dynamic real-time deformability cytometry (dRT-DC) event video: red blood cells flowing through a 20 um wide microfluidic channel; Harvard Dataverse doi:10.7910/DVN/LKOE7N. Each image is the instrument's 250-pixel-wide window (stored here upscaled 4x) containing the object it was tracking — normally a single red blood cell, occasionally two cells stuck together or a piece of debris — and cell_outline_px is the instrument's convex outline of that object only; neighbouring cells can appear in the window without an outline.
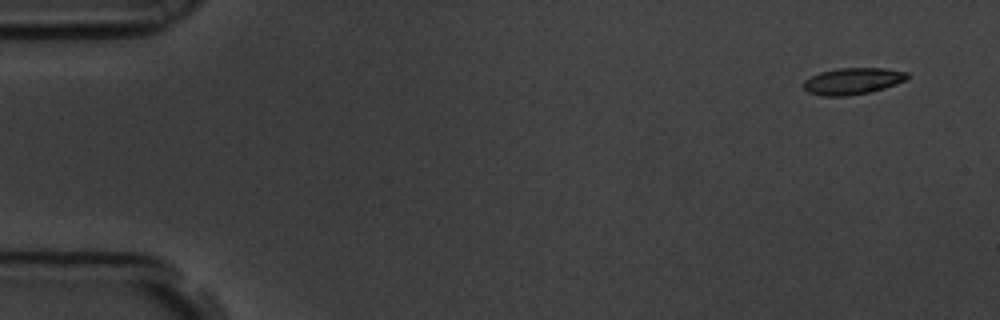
{"species": "common noctule bat (a hibernating species)", "species_latin": "Nyctalus noctula", "temperature_condition": "room temperature", "stored_images_in_passage": 5, "segment_of_instrument_passage": [1, 2], "camera_frame_rate_fps": 3000, "um_per_image_px": 0.085, "animal": {"sex": "male", "body_mass_g": 19.5, "forearm_length_mm": 54.6}, "frame": {"image": 1, "passage_image": 1, "time_ms": 0.0, "image_size_px": [1000, 320], "cell_outline_px": [[908, 80], [872, 92], [848, 96], [820, 96], [808, 92], [804, 88], [804, 80], [820, 72], [840, 68], [884, 68], [908, 72]], "centroid_in_image_um": [72.5, 6.9], "position_along_channel_um": 12.5, "area_um2": 16.18}}